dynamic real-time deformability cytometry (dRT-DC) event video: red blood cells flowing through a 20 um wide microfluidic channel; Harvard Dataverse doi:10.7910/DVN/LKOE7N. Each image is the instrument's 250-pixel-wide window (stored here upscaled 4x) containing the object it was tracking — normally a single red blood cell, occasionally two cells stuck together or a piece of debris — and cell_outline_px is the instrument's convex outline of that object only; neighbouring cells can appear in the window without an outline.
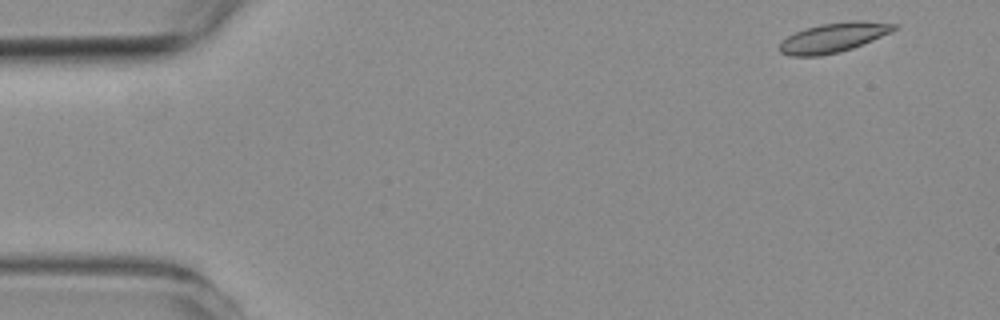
{"species": "common noctule bat (a hibernating species)", "species_latin": "Nyctalus noctula", "temperature_condition": "room temperature", "stored_images_in_passage": 5, "segment_of_instrument_passage": [1, 2], "camera_frame_rate_fps": 3000, "um_per_image_px": 0.085, "animal": {"sex": "female", "body_mass_g": 19.3, "forearm_length_mm": 54.1}, "frame": {"image": 1, "passage_image": 1, "time_ms": 0.0, "image_size_px": [1000, 320], "cell_outline_px": [[900, 28], [892, 32], [852, 48], [840, 52], [820, 56], [788, 56], [780, 52], [776, 48], [788, 36], [804, 28], [820, 24], [852, 20], [864, 20], [900, 24]], "centroid_in_image_um": [70.88, 3.18], "position_along_channel_um": 14.1, "area_um2": 20.06}}
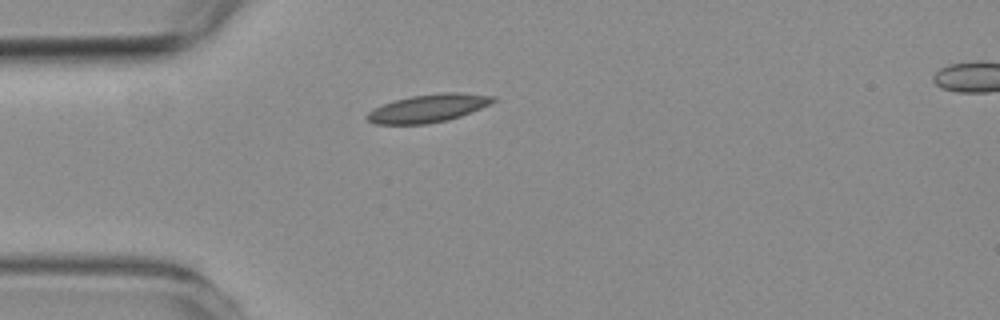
{"frame": {"image": 2, "passage_image": 4, "time_ms": 3.667, "image_size_px": [1000, 320], "cell_outline_px": [[496, 100], [480, 108], [460, 116], [448, 120], [428, 124], [372, 124], [364, 116], [368, 112], [384, 104], [396, 100], [412, 96], [440, 92], [456, 92], [496, 96]], "centroid_in_image_um": [36.39, 9.2], "position_along_channel_um": 48.6, "area_um2": 20.4}}